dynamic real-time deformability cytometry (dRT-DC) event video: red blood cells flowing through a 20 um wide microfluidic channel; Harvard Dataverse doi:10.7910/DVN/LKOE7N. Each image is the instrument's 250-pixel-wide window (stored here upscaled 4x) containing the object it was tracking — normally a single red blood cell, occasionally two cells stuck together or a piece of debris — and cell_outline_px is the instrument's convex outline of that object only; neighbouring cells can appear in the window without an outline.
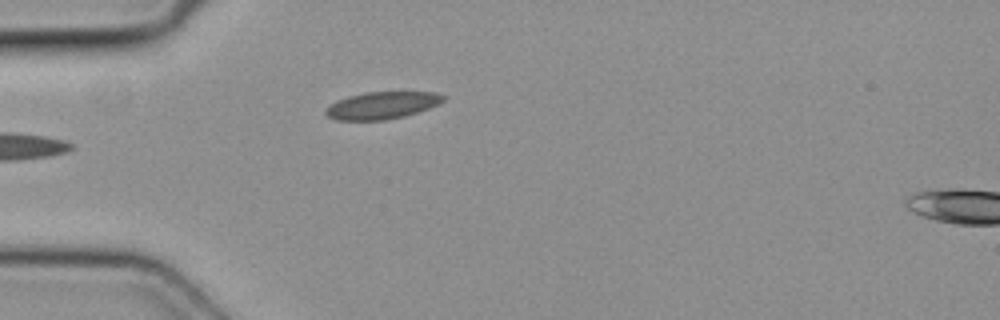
{"species": "common noctule bat (a hibernating species)", "species_latin": "Nyctalus noctula", "temperature_condition": "cold", "stored_images_in_passage": 4, "segment_of_instrument_passage": [1, 2], "camera_frame_rate_fps": 3000, "um_per_image_px": 0.085, "animal": {"sex": "female", "body_mass_g": 19.3, "forearm_length_mm": 54.1}, "frame": {"image": 1, "passage_image": 3, "time_ms": 0.667, "image_size_px": [1000, 320], "cell_outline_px": [[444, 100], [428, 108], [404, 116], [384, 120], [336, 120], [328, 116], [324, 112], [324, 108], [336, 100], [348, 96], [364, 92], [436, 92], [444, 96]], "centroid_in_image_um": [32.4, 8.95], "position_along_channel_um": 52.6, "area_um2": 18.55}}